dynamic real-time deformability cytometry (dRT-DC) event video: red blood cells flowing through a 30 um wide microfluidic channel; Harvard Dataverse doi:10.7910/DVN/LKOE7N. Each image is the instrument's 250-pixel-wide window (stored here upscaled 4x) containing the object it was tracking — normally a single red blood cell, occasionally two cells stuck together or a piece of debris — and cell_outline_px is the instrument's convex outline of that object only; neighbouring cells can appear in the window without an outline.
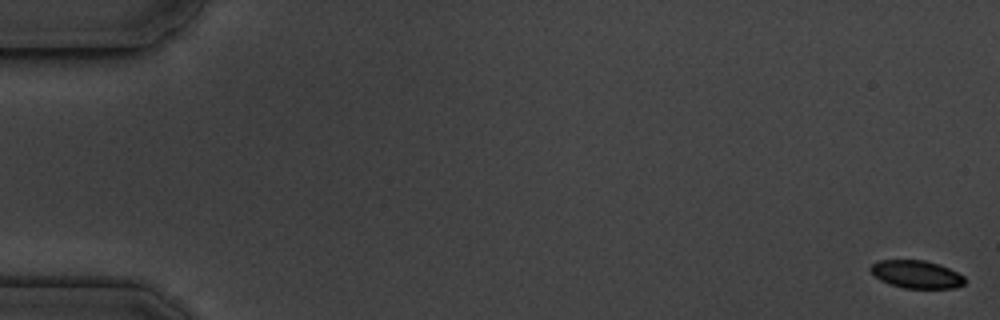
{"species": "common noctule bat (a hibernating species)", "species_latin": "Nyctalus noctula", "temperature_condition": "cold", "stored_images_in_passage": 13, "camera_frame_rate_fps": 3000, "um_per_image_px": 0.085, "animal": {"sex": "male", "body_mass_g": 19.5, "forearm_length_mm": 54.6}, "frame": {"image": 1, "passage_image": 1, "time_ms": 0.0, "image_size_px": [1000, 320], "cell_outline_px": [[964, 284], [956, 288], [904, 288], [888, 284], [880, 280], [868, 268], [872, 264], [880, 260], [924, 260], [940, 264], [964, 276]], "centroid_in_image_um": [77.89, 23.32], "position_along_channel_um": 7.1, "area_um2": 15.26}}
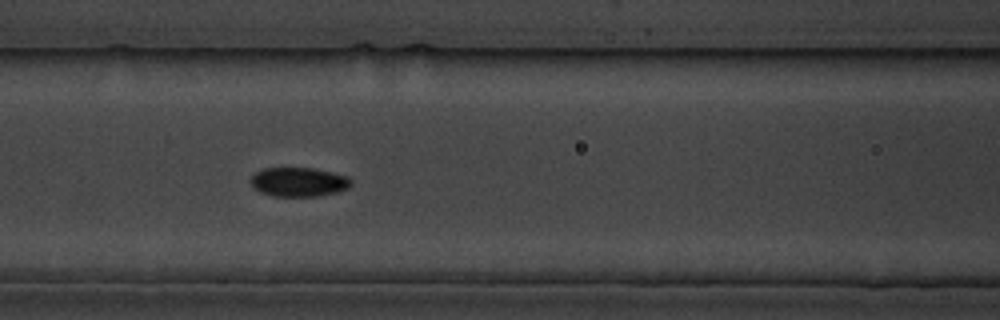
{"frame": {"image": 2, "passage_image": 8, "time_ms": 8.0, "image_size_px": [1000, 320], "cell_outline_px": [[352, 184], [348, 188], [336, 192], [316, 196], [272, 196], [260, 192], [252, 188], [252, 176], [256, 172], [264, 168], [312, 168], [332, 172], [348, 176], [352, 180]], "centroid_in_image_um": [25.4, 15.47], "position_along_channel_um": 141.2, "area_um2": 17.05}}